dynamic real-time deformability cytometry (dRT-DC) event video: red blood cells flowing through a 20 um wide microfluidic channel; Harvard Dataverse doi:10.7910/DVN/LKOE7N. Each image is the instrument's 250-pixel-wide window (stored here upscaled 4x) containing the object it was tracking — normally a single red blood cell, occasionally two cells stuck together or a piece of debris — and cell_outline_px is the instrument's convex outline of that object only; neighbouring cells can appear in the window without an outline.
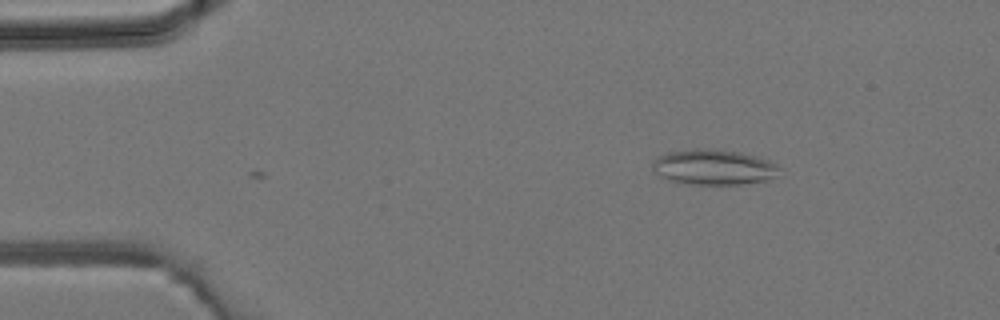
{"species": "common noctule bat (a hibernating species)", "species_latin": "Nyctalus noctula", "temperature_condition": "room temperature", "stored_images_in_passage": 2, "camera_frame_rate_fps": 3000, "um_per_image_px": 0.085, "animal": {"sex": "male", "body_mass_g": 19.2, "forearm_length_mm": 51.8}, "frame": {"image": 1, "passage_image": 2, "time_ms": 0.333, "image_size_px": [1000, 320], "cell_outline_px": [[776, 176], [768, 180], [740, 184], [688, 184], [668, 180], [660, 176], [652, 168], [652, 160], [668, 152], [696, 148], [700, 148], [736, 152], [756, 156], [768, 160], [776, 164]], "centroid_in_image_um": [60.6, 14.21], "position_along_channel_um": 24.4, "area_um2": 25.78}}